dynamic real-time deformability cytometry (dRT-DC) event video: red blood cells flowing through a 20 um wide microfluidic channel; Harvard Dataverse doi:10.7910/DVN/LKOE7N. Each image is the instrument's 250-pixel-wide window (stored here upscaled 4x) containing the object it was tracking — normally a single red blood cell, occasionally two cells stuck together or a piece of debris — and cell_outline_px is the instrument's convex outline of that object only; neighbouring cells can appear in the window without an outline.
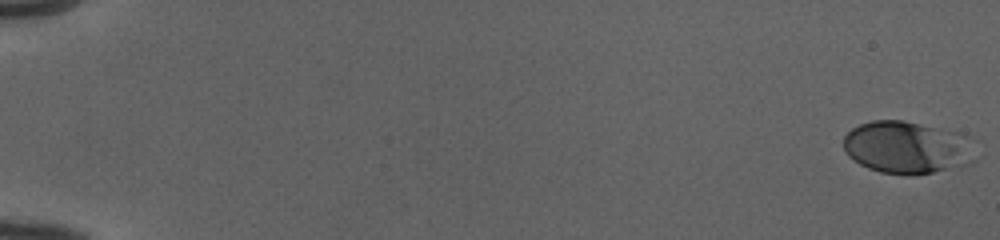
{"species": "human", "species_latin": "Homo sapiens", "temperature_condition": "cold", "stored_images_in_passage": 53, "camera_frame_rate_fps": 3000, "um_per_image_px": 0.085, "donor": {"sex": "female"}, "frame": {"image": 1, "passage_image": 1, "time_ms": 0.0, "image_size_px": [1000, 240], "cell_outline_px": [[976, 160], [972, 164], [912, 176], [908, 176], [880, 172], [868, 168], [860, 164], [848, 156], [844, 148], [844, 136], [852, 128], [860, 124], [872, 120], [904, 120], [960, 132], [968, 136]], "centroid_in_image_um": [77.12, 12.53], "position_along_channel_um": 7.9, "area_um2": 40.75}}
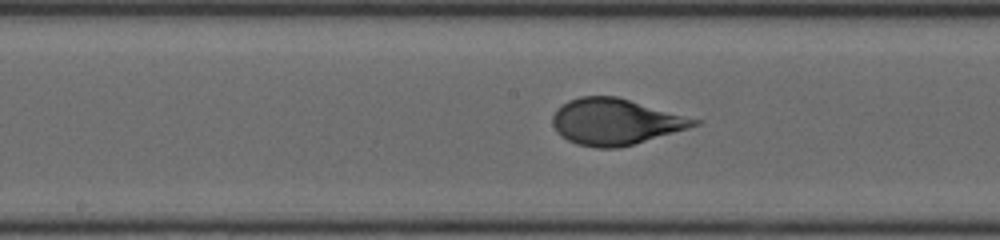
{"frame": {"image": 2, "passage_image": 30, "time_ms": 9.667, "image_size_px": [1000, 240], "cell_outline_px": [[704, 120], [700, 124], [688, 128], [620, 148], [596, 148], [576, 144], [560, 136], [556, 132], [552, 124], [552, 116], [556, 108], [560, 104], [568, 100], [580, 96], [616, 96]], "centroid_in_image_um": [52.29, 10.34], "position_along_channel_um": 195.9, "area_um2": 38.44}}
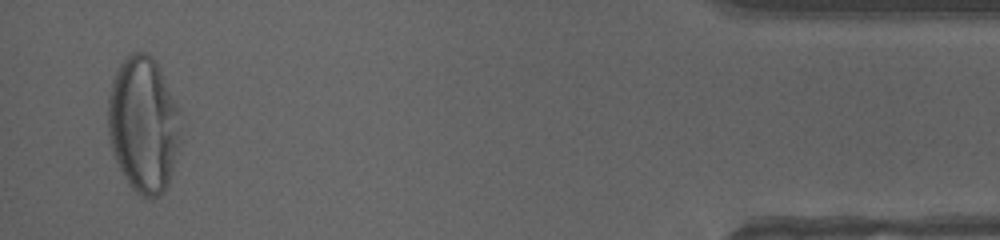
{"frame": {"image": 3, "passage_image": 52, "time_ms": 17.0, "image_size_px": [1000, 240], "cell_outline_px": [[180, 144], [168, 184], [160, 196], [152, 200], [136, 192], [132, 188], [124, 176], [112, 152], [108, 136], [108, 96], [112, 80], [116, 68], [132, 52], [144, 52], [152, 56], [156, 60], [180, 108]], "centroid_in_image_um": [12.2, 10.57], "position_along_channel_um": 423.0, "area_um2": 58.2}, "authors_computed_cell_mechanics": {"area_um2": 37.9746, "velocity_mm_per_s": 3.9841, "shape_relaxation_time_tau1_ms": 4.1697, "shape_relaxation_time_tau2_ms": null, "deformation_change_tau1": 0.2018, "deformation_change_tau2": null}}